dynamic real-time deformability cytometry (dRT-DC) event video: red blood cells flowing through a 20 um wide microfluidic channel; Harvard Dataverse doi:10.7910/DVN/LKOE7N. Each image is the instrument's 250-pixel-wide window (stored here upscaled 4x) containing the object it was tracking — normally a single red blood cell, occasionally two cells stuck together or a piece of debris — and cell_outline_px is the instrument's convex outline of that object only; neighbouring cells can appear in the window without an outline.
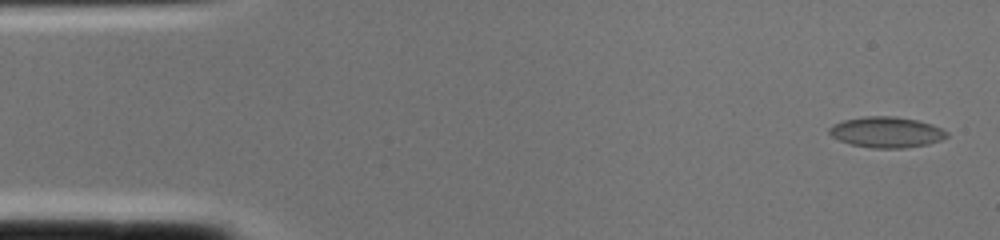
{"species": "common noctule bat (a hibernating species)", "species_latin": "Nyctalus noctula", "temperature_condition": "cold", "stored_images_in_passage": 2, "camera_frame_rate_fps": 3000, "um_per_image_px": 0.085, "animal": {"sex": "female", "body_mass_g": 22.0, "forearm_length_mm": 56.7}, "frame": {"image": 1, "passage_image": 1, "time_ms": 0.0, "image_size_px": [1000, 240], "cell_outline_px": [[948, 136], [940, 140], [928, 144], [904, 148], [872, 148], [852, 144], [840, 140], [832, 136], [828, 132], [828, 128], [832, 124], [844, 120], [864, 116], [892, 116], [916, 120], [932, 124], [948, 132]], "centroid_in_image_um": [75.34, 11.23], "position_along_channel_um": 9.7, "area_um2": 20.98}}
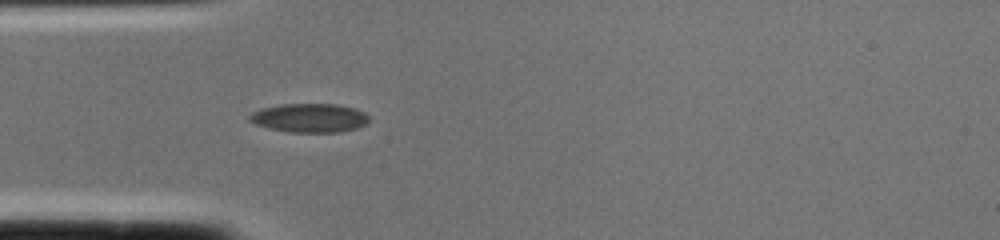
{"frame": {"image": 2, "passage_image": 2, "time_ms": 0.333, "image_size_px": [1000, 240], "cell_outline_px": [[368, 124], [356, 128], [340, 132], [288, 132], [268, 128], [256, 124], [248, 120], [248, 116], [252, 112], [264, 108], [284, 104], [336, 104], [352, 108], [364, 112], [368, 116]], "centroid_in_image_um": [26.31, 10.03], "position_along_channel_um": 58.7, "area_um2": 20.0}}